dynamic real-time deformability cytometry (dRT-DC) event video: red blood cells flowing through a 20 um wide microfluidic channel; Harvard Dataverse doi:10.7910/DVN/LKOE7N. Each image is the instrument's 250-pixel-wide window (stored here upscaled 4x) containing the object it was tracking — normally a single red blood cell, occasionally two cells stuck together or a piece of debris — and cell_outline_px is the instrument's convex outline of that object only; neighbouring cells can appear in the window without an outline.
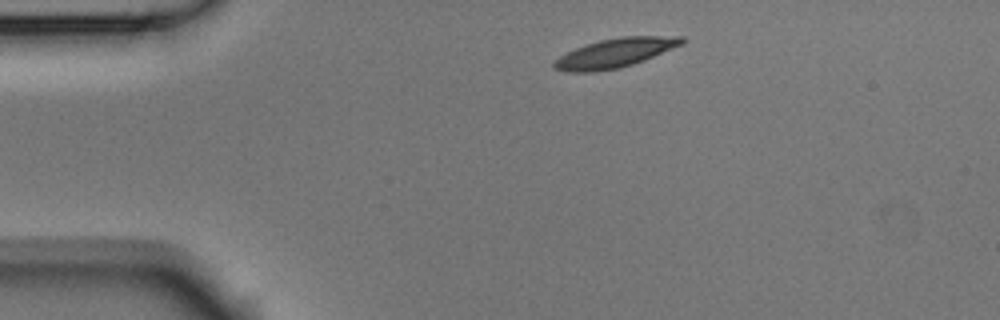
{"species": "Egyptian fruit bat (a non-hibernating species)", "species_latin": "Rousettus aegyptiacus", "temperature_condition": "room temperature", "stored_images_in_passage": 3, "camera_frame_rate_fps": 3000, "um_per_image_px": 0.085, "animal": {"sex": "male"}, "frame": {"image": 1, "passage_image": 1, "time_ms": 0.0, "image_size_px": [1000, 320], "cell_outline_px": [[684, 44], [644, 60], [620, 68], [596, 72], [568, 72], [552, 68], [552, 64], [560, 56], [584, 44], [600, 40], [620, 36], [684, 36]], "centroid_in_image_um": [52.28, 4.5], "position_along_channel_um": 32.7, "area_um2": 21.79}}
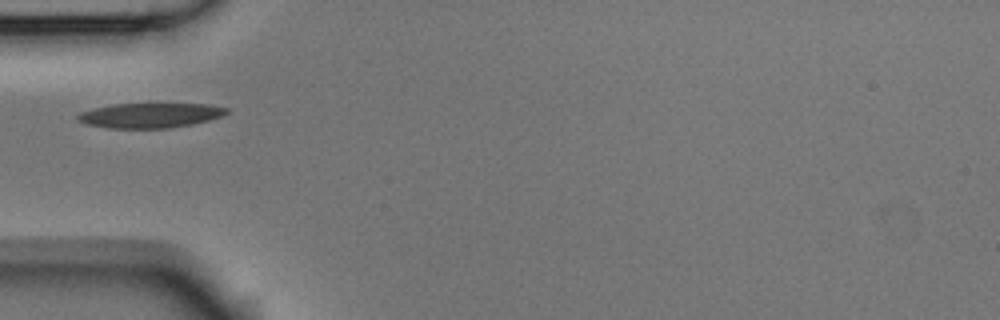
{"frame": {"image": 2, "passage_image": 3, "time_ms": 0.667, "image_size_px": [1000, 320], "cell_outline_px": [[228, 112], [220, 116], [208, 120], [192, 124], [168, 128], [108, 128], [88, 124], [76, 120], [76, 116], [80, 112], [92, 108], [112, 104], [208, 104], [228, 108]], "centroid_in_image_um": [12.71, 9.8], "position_along_channel_um": 72.3, "area_um2": 21.44}}